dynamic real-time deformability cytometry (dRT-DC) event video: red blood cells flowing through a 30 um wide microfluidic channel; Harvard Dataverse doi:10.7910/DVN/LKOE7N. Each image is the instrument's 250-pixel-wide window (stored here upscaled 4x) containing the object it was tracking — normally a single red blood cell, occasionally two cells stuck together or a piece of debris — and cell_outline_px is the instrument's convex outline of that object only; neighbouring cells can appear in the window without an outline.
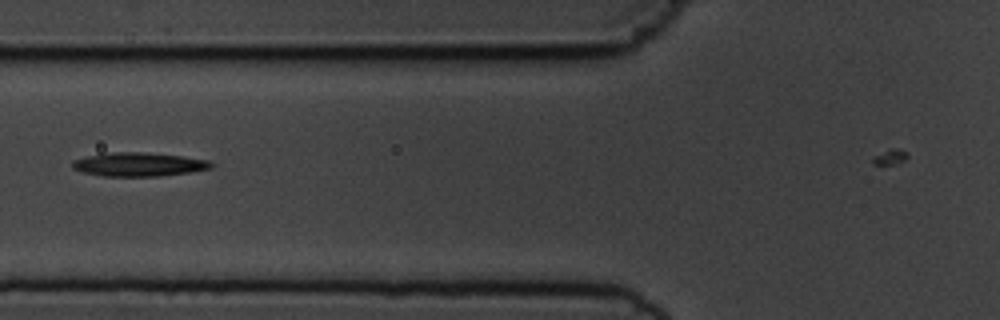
{"species": "common noctule bat (a hibernating species)", "species_latin": "Nyctalus noctula", "temperature_condition": "cold", "stored_images_in_passage": 8, "camera_frame_rate_fps": 3000, "um_per_image_px": 0.085, "animal": {"sex": "male", "body_mass_g": 19.5, "forearm_length_mm": 54.6}, "frame": {"image": 1, "passage_image": 7, "time_ms": 7.667, "image_size_px": [1000, 320], "cell_outline_px": [[216, 164], [212, 168], [188, 172], [160, 176], [104, 176], [84, 172], [72, 168], [72, 160], [88, 156], [112, 152], [144, 152], [184, 156], [208, 160]], "centroid_in_image_um": [11.83, 13.97], "position_along_channel_um": 114.0, "area_um2": 19.19}}